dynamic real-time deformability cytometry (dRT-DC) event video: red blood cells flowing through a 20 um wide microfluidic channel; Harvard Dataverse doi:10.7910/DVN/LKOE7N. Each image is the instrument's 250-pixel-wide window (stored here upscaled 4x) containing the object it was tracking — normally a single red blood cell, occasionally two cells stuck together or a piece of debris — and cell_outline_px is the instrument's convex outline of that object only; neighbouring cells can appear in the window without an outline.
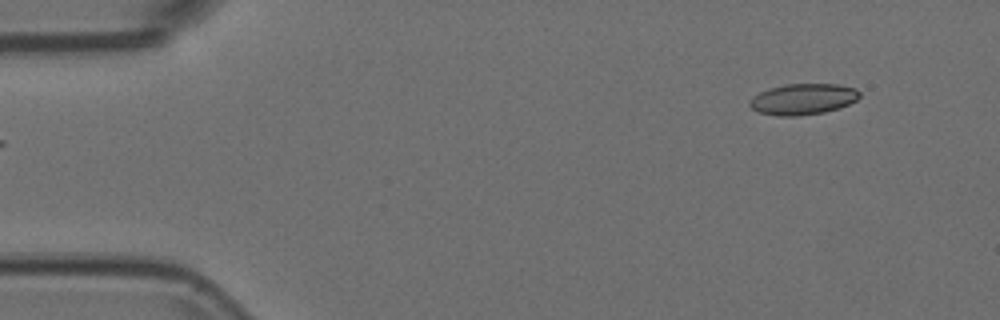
{"species": "Egyptian fruit bat (a non-hibernating species)", "species_latin": "Rousettus aegyptiacus", "temperature_condition": "room temperature", "stored_images_in_passage": 50, "camera_frame_rate_fps": 3000, "um_per_image_px": 0.085, "animal": {"sex": "female"}, "frame": {"image": 1, "passage_image": 1, "time_ms": 0.0, "image_size_px": [1000, 320], "cell_outline_px": [[860, 96], [856, 100], [840, 108], [824, 112], [796, 116], [780, 116], [760, 112], [752, 108], [748, 104], [748, 100], [752, 96], [768, 88], [788, 84], [840, 84], [856, 88], [860, 92]], "centroid_in_image_um": [68.26, 8.42], "position_along_channel_um": 16.7, "area_um2": 19.94}}
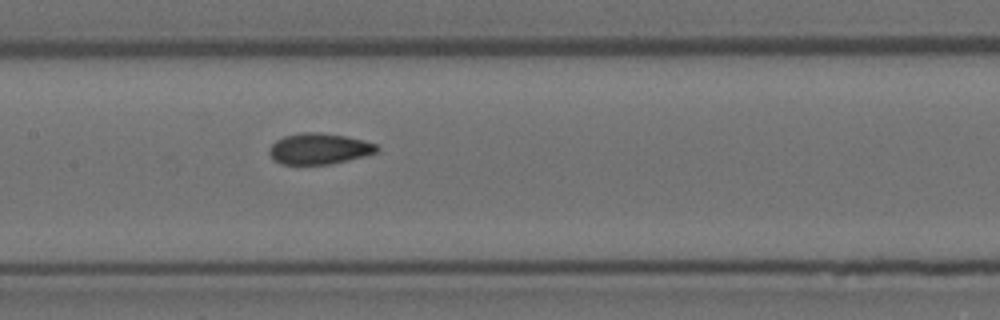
{"frame": {"image": 2, "passage_image": 22, "time_ms": 7.0, "image_size_px": [1000, 320], "cell_outline_px": [[380, 152], [348, 160], [328, 164], [280, 164], [272, 160], [268, 152], [268, 148], [276, 140], [284, 136], [300, 132], [320, 132], [344, 136], [364, 140], [376, 144], [380, 148]], "centroid_in_image_um": [27.11, 12.64], "position_along_channel_um": 180.3, "area_um2": 19.65}}
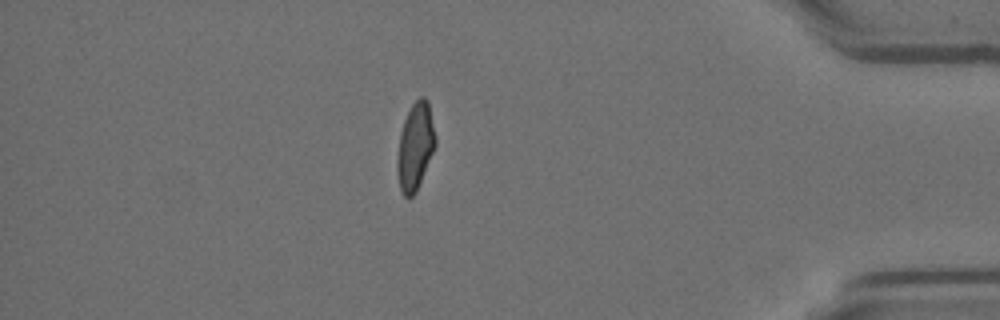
{"frame": {"image": 3, "passage_image": 43, "time_ms": 14.0, "image_size_px": [1000, 320], "cell_outline_px": [[436, 144], [416, 192], [412, 196], [404, 196], [400, 188], [396, 172], [396, 160], [400, 132], [404, 120], [412, 104], [420, 96], [424, 96], [428, 100], [436, 136]], "centroid_in_image_um": [35.28, 12.43], "position_along_channel_um": 399.9, "area_um2": 19.42}}